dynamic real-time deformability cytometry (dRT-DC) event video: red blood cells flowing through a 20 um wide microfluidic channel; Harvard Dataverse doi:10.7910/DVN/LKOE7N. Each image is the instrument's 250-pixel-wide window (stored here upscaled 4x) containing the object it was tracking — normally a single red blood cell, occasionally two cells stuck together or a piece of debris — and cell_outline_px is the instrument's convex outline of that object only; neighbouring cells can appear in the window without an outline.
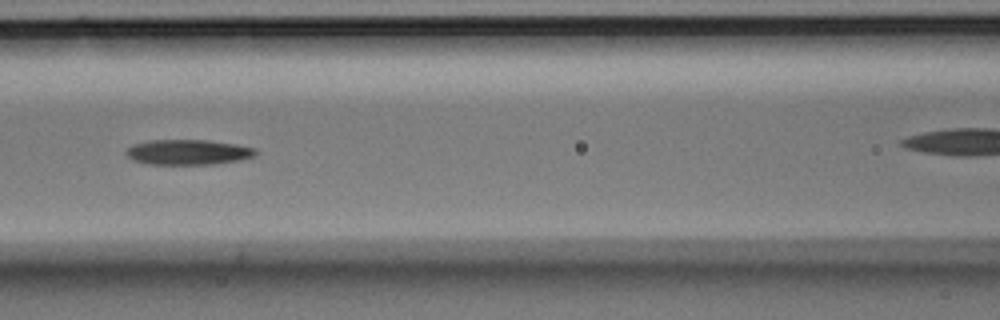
{"species": "Egyptian fruit bat (a non-hibernating species)", "species_latin": "Rousettus aegyptiacus", "temperature_condition": "room temperature", "stored_images_in_passage": 7, "camera_frame_rate_fps": 3000, "um_per_image_px": 0.085, "animal": {"sex": "male"}, "frame": {"image": 1, "passage_image": 5, "time_ms": 1.333, "image_size_px": [1000, 320], "cell_outline_px": [[260, 152], [256, 156], [240, 160], [216, 164], [148, 164], [132, 160], [124, 152], [132, 144], [148, 140], [208, 140], [236, 144], [256, 148]], "centroid_in_image_um": [16.02, 12.93], "position_along_channel_um": 150.6, "area_um2": 19.31}}